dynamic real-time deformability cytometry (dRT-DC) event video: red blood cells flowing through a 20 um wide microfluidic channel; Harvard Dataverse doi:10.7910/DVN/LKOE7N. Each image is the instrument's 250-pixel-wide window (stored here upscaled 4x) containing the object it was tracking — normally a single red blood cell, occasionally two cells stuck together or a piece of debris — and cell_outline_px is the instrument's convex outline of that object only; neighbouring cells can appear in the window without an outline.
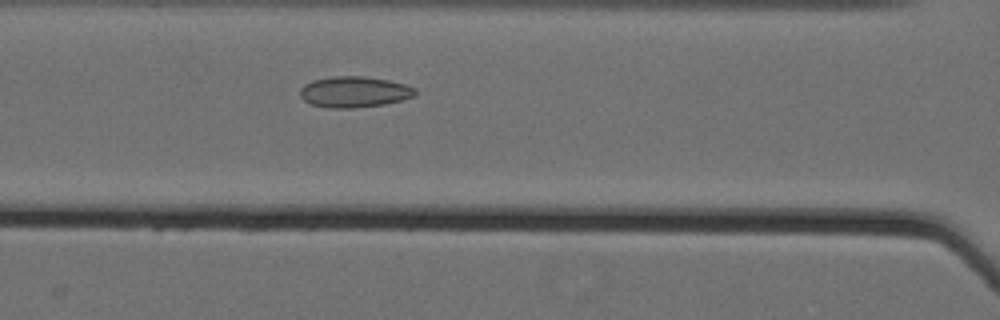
{"species": "Egyptian fruit bat (a non-hibernating species)", "species_latin": "Rousettus aegyptiacus", "temperature_condition": "cold", "stored_images_in_passage": 47, "camera_frame_rate_fps": 3000, "um_per_image_px": 0.085, "animal": {"sex": "female"}, "frame": {"image": 1, "passage_image": 19, "time_ms": 6.0, "image_size_px": [1000, 320], "cell_outline_px": [[416, 96], [384, 104], [352, 108], [328, 108], [312, 104], [304, 100], [300, 96], [300, 88], [304, 84], [312, 80], [332, 76], [364, 76], [388, 80], [404, 84], [416, 88]], "centroid_in_image_um": [30.1, 7.8], "position_along_channel_um": 136.5, "area_um2": 20.81}}
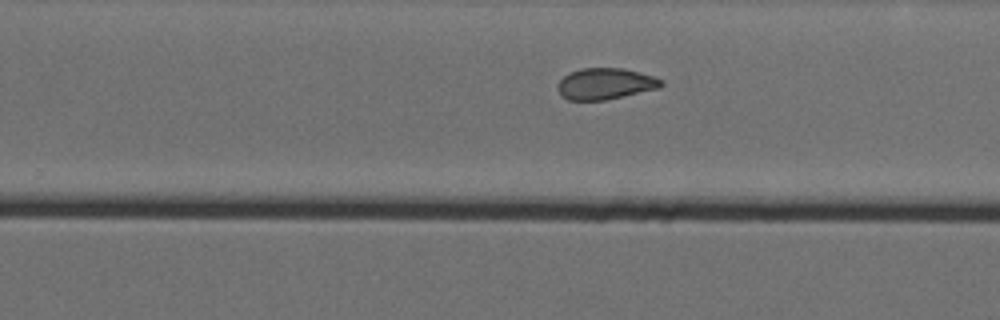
{"frame": {"image": 2, "passage_image": 31, "time_ms": 10.0, "image_size_px": [1000, 320], "cell_outline_px": [[664, 84], [660, 88], [604, 100], [568, 100], [556, 88], [556, 84], [568, 72], [580, 68], [624, 68], [652, 76], [664, 80]], "centroid_in_image_um": [51.44, 7.11], "position_along_channel_um": 278.4, "area_um2": 18.9}}
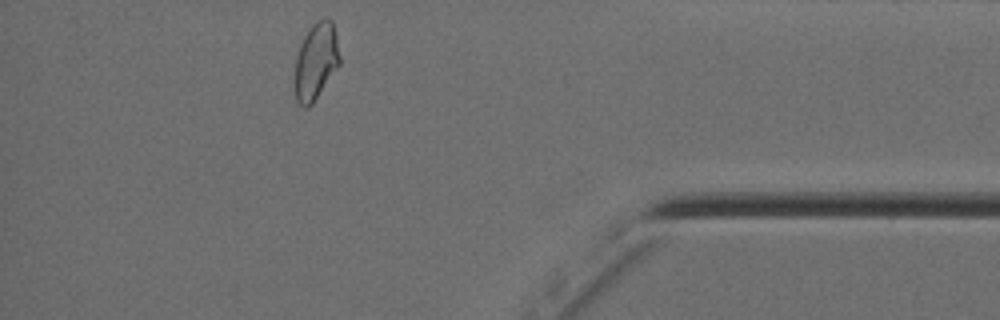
{"frame": {"image": 3, "passage_image": 44, "time_ms": 14.333, "image_size_px": [1000, 320], "cell_outline_px": [[340, 64], [312, 104], [308, 108], [304, 108], [296, 100], [292, 80], [296, 56], [300, 44], [308, 28], [316, 20], [324, 16], [328, 16], [332, 20], [336, 36], [340, 56]], "centroid_in_image_um": [26.82, 5.2], "position_along_channel_um": 408.4, "area_um2": 20.75}, "authors_computed_cell_mechanics": {"area_um2": 20.4612, "velocity_mm_per_s": 3.5667, "shape_relaxation_time_tau1_ms": null, "shape_relaxation_time_tau2_ms": 1.8494, "deformation_change_tau1": null, "deformation_change_tau2": 0.0769}}